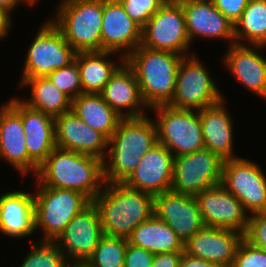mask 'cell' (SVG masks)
I'll return each mask as SVG.
<instances>
[{
	"mask_svg": "<svg viewBox=\"0 0 266 267\" xmlns=\"http://www.w3.org/2000/svg\"><path fill=\"white\" fill-rule=\"evenodd\" d=\"M103 160L74 151L55 148L36 173L41 185L84 194L91 202L103 190Z\"/></svg>",
	"mask_w": 266,
	"mask_h": 267,
	"instance_id": "obj_1",
	"label": "cell"
},
{
	"mask_svg": "<svg viewBox=\"0 0 266 267\" xmlns=\"http://www.w3.org/2000/svg\"><path fill=\"white\" fill-rule=\"evenodd\" d=\"M156 143L155 121L147 116L123 118L108 140L107 153L103 161L105 181L124 183L134 172L140 159Z\"/></svg>",
	"mask_w": 266,
	"mask_h": 267,
	"instance_id": "obj_2",
	"label": "cell"
},
{
	"mask_svg": "<svg viewBox=\"0 0 266 267\" xmlns=\"http://www.w3.org/2000/svg\"><path fill=\"white\" fill-rule=\"evenodd\" d=\"M103 235L127 239L131 232L154 214V196L124 183H107L92 201Z\"/></svg>",
	"mask_w": 266,
	"mask_h": 267,
	"instance_id": "obj_3",
	"label": "cell"
},
{
	"mask_svg": "<svg viewBox=\"0 0 266 267\" xmlns=\"http://www.w3.org/2000/svg\"><path fill=\"white\" fill-rule=\"evenodd\" d=\"M183 55L139 46L126 58L139 84L143 101L149 109L167 105L173 98L177 73Z\"/></svg>",
	"mask_w": 266,
	"mask_h": 267,
	"instance_id": "obj_4",
	"label": "cell"
},
{
	"mask_svg": "<svg viewBox=\"0 0 266 267\" xmlns=\"http://www.w3.org/2000/svg\"><path fill=\"white\" fill-rule=\"evenodd\" d=\"M103 0H63L51 21L77 52L101 51Z\"/></svg>",
	"mask_w": 266,
	"mask_h": 267,
	"instance_id": "obj_5",
	"label": "cell"
},
{
	"mask_svg": "<svg viewBox=\"0 0 266 267\" xmlns=\"http://www.w3.org/2000/svg\"><path fill=\"white\" fill-rule=\"evenodd\" d=\"M35 182L38 191L34 192L35 230L40 228L43 232L40 240L55 241L72 218L91 201L80 192L46 187Z\"/></svg>",
	"mask_w": 266,
	"mask_h": 267,
	"instance_id": "obj_6",
	"label": "cell"
},
{
	"mask_svg": "<svg viewBox=\"0 0 266 267\" xmlns=\"http://www.w3.org/2000/svg\"><path fill=\"white\" fill-rule=\"evenodd\" d=\"M155 112L157 143L166 146L174 156L190 154L205 148L198 110L176 109L158 105Z\"/></svg>",
	"mask_w": 266,
	"mask_h": 267,
	"instance_id": "obj_7",
	"label": "cell"
},
{
	"mask_svg": "<svg viewBox=\"0 0 266 267\" xmlns=\"http://www.w3.org/2000/svg\"><path fill=\"white\" fill-rule=\"evenodd\" d=\"M47 20L28 47L19 84L29 78L47 76L75 61L77 51L66 42L60 29Z\"/></svg>",
	"mask_w": 266,
	"mask_h": 267,
	"instance_id": "obj_8",
	"label": "cell"
},
{
	"mask_svg": "<svg viewBox=\"0 0 266 267\" xmlns=\"http://www.w3.org/2000/svg\"><path fill=\"white\" fill-rule=\"evenodd\" d=\"M222 93L196 54L184 56L178 69L175 92L167 104L176 109L200 110L221 100Z\"/></svg>",
	"mask_w": 266,
	"mask_h": 267,
	"instance_id": "obj_9",
	"label": "cell"
},
{
	"mask_svg": "<svg viewBox=\"0 0 266 267\" xmlns=\"http://www.w3.org/2000/svg\"><path fill=\"white\" fill-rule=\"evenodd\" d=\"M190 39L179 1H166L142 28L141 46L189 56Z\"/></svg>",
	"mask_w": 266,
	"mask_h": 267,
	"instance_id": "obj_10",
	"label": "cell"
},
{
	"mask_svg": "<svg viewBox=\"0 0 266 267\" xmlns=\"http://www.w3.org/2000/svg\"><path fill=\"white\" fill-rule=\"evenodd\" d=\"M223 162L207 148L174 156L171 191L196 196L201 191L221 184Z\"/></svg>",
	"mask_w": 266,
	"mask_h": 267,
	"instance_id": "obj_11",
	"label": "cell"
},
{
	"mask_svg": "<svg viewBox=\"0 0 266 267\" xmlns=\"http://www.w3.org/2000/svg\"><path fill=\"white\" fill-rule=\"evenodd\" d=\"M261 168L243 157L223 162L221 184L241 201L249 215L266 213V175Z\"/></svg>",
	"mask_w": 266,
	"mask_h": 267,
	"instance_id": "obj_12",
	"label": "cell"
},
{
	"mask_svg": "<svg viewBox=\"0 0 266 267\" xmlns=\"http://www.w3.org/2000/svg\"><path fill=\"white\" fill-rule=\"evenodd\" d=\"M103 236L99 212L91 202L72 218L55 242L69 263H85Z\"/></svg>",
	"mask_w": 266,
	"mask_h": 267,
	"instance_id": "obj_13",
	"label": "cell"
},
{
	"mask_svg": "<svg viewBox=\"0 0 266 267\" xmlns=\"http://www.w3.org/2000/svg\"><path fill=\"white\" fill-rule=\"evenodd\" d=\"M7 103L21 116L29 155V174L35 176L39 166L57 147L55 118L27 106L21 98L13 97Z\"/></svg>",
	"mask_w": 266,
	"mask_h": 267,
	"instance_id": "obj_14",
	"label": "cell"
},
{
	"mask_svg": "<svg viewBox=\"0 0 266 267\" xmlns=\"http://www.w3.org/2000/svg\"><path fill=\"white\" fill-rule=\"evenodd\" d=\"M195 198L205 226L246 233L249 214L241 201L222 184L201 191Z\"/></svg>",
	"mask_w": 266,
	"mask_h": 267,
	"instance_id": "obj_15",
	"label": "cell"
},
{
	"mask_svg": "<svg viewBox=\"0 0 266 267\" xmlns=\"http://www.w3.org/2000/svg\"><path fill=\"white\" fill-rule=\"evenodd\" d=\"M141 41L142 28L128 16L119 0H103L101 51L120 52L119 60L138 48Z\"/></svg>",
	"mask_w": 266,
	"mask_h": 267,
	"instance_id": "obj_16",
	"label": "cell"
},
{
	"mask_svg": "<svg viewBox=\"0 0 266 267\" xmlns=\"http://www.w3.org/2000/svg\"><path fill=\"white\" fill-rule=\"evenodd\" d=\"M174 155L166 147L156 143L141 159L124 184L132 189L153 196L171 190Z\"/></svg>",
	"mask_w": 266,
	"mask_h": 267,
	"instance_id": "obj_17",
	"label": "cell"
},
{
	"mask_svg": "<svg viewBox=\"0 0 266 267\" xmlns=\"http://www.w3.org/2000/svg\"><path fill=\"white\" fill-rule=\"evenodd\" d=\"M154 214L185 243L205 225L195 196L173 191L154 196Z\"/></svg>",
	"mask_w": 266,
	"mask_h": 267,
	"instance_id": "obj_18",
	"label": "cell"
},
{
	"mask_svg": "<svg viewBox=\"0 0 266 267\" xmlns=\"http://www.w3.org/2000/svg\"><path fill=\"white\" fill-rule=\"evenodd\" d=\"M243 238L244 234L237 230L204 226L184 243V252L218 266L232 267Z\"/></svg>",
	"mask_w": 266,
	"mask_h": 267,
	"instance_id": "obj_19",
	"label": "cell"
},
{
	"mask_svg": "<svg viewBox=\"0 0 266 267\" xmlns=\"http://www.w3.org/2000/svg\"><path fill=\"white\" fill-rule=\"evenodd\" d=\"M57 148L105 160L108 139L81 120L73 110L55 118Z\"/></svg>",
	"mask_w": 266,
	"mask_h": 267,
	"instance_id": "obj_20",
	"label": "cell"
},
{
	"mask_svg": "<svg viewBox=\"0 0 266 267\" xmlns=\"http://www.w3.org/2000/svg\"><path fill=\"white\" fill-rule=\"evenodd\" d=\"M185 16L187 34L195 38L229 40L235 43L234 24L219 11L212 0H179Z\"/></svg>",
	"mask_w": 266,
	"mask_h": 267,
	"instance_id": "obj_21",
	"label": "cell"
},
{
	"mask_svg": "<svg viewBox=\"0 0 266 267\" xmlns=\"http://www.w3.org/2000/svg\"><path fill=\"white\" fill-rule=\"evenodd\" d=\"M266 46L231 44L222 58L226 69L246 89L266 98V57L261 52ZM258 50V51H257Z\"/></svg>",
	"mask_w": 266,
	"mask_h": 267,
	"instance_id": "obj_22",
	"label": "cell"
},
{
	"mask_svg": "<svg viewBox=\"0 0 266 267\" xmlns=\"http://www.w3.org/2000/svg\"><path fill=\"white\" fill-rule=\"evenodd\" d=\"M100 94L123 118L144 117L146 108L150 110L143 101L135 73L126 61L112 74Z\"/></svg>",
	"mask_w": 266,
	"mask_h": 267,
	"instance_id": "obj_23",
	"label": "cell"
},
{
	"mask_svg": "<svg viewBox=\"0 0 266 267\" xmlns=\"http://www.w3.org/2000/svg\"><path fill=\"white\" fill-rule=\"evenodd\" d=\"M224 101L223 99L211 107L198 111L205 148L225 161L237 159L239 156L234 154V119L230 116Z\"/></svg>",
	"mask_w": 266,
	"mask_h": 267,
	"instance_id": "obj_24",
	"label": "cell"
},
{
	"mask_svg": "<svg viewBox=\"0 0 266 267\" xmlns=\"http://www.w3.org/2000/svg\"><path fill=\"white\" fill-rule=\"evenodd\" d=\"M0 233L17 239L36 233L34 193L12 190L0 195Z\"/></svg>",
	"mask_w": 266,
	"mask_h": 267,
	"instance_id": "obj_25",
	"label": "cell"
},
{
	"mask_svg": "<svg viewBox=\"0 0 266 267\" xmlns=\"http://www.w3.org/2000/svg\"><path fill=\"white\" fill-rule=\"evenodd\" d=\"M0 159H4L22 177L29 173L22 118L7 102L0 108Z\"/></svg>",
	"mask_w": 266,
	"mask_h": 267,
	"instance_id": "obj_26",
	"label": "cell"
},
{
	"mask_svg": "<svg viewBox=\"0 0 266 267\" xmlns=\"http://www.w3.org/2000/svg\"><path fill=\"white\" fill-rule=\"evenodd\" d=\"M127 241L128 244L144 248L153 254L184 251L183 241L155 214L139 224Z\"/></svg>",
	"mask_w": 266,
	"mask_h": 267,
	"instance_id": "obj_27",
	"label": "cell"
},
{
	"mask_svg": "<svg viewBox=\"0 0 266 267\" xmlns=\"http://www.w3.org/2000/svg\"><path fill=\"white\" fill-rule=\"evenodd\" d=\"M115 54L111 51L77 52L75 61L80 69L82 93H100L103 90L112 74L125 61V58H120L119 62L110 60Z\"/></svg>",
	"mask_w": 266,
	"mask_h": 267,
	"instance_id": "obj_28",
	"label": "cell"
},
{
	"mask_svg": "<svg viewBox=\"0 0 266 267\" xmlns=\"http://www.w3.org/2000/svg\"><path fill=\"white\" fill-rule=\"evenodd\" d=\"M75 114L94 130L101 132L108 140L123 119L102 98L100 93H82L72 100Z\"/></svg>",
	"mask_w": 266,
	"mask_h": 267,
	"instance_id": "obj_29",
	"label": "cell"
},
{
	"mask_svg": "<svg viewBox=\"0 0 266 267\" xmlns=\"http://www.w3.org/2000/svg\"><path fill=\"white\" fill-rule=\"evenodd\" d=\"M28 86V87H27ZM19 87L30 88V98L21 100L32 109L56 118L72 109V99L46 77H34L24 80Z\"/></svg>",
	"mask_w": 266,
	"mask_h": 267,
	"instance_id": "obj_30",
	"label": "cell"
},
{
	"mask_svg": "<svg viewBox=\"0 0 266 267\" xmlns=\"http://www.w3.org/2000/svg\"><path fill=\"white\" fill-rule=\"evenodd\" d=\"M234 36L237 44L266 46V0H249L234 24Z\"/></svg>",
	"mask_w": 266,
	"mask_h": 267,
	"instance_id": "obj_31",
	"label": "cell"
},
{
	"mask_svg": "<svg viewBox=\"0 0 266 267\" xmlns=\"http://www.w3.org/2000/svg\"><path fill=\"white\" fill-rule=\"evenodd\" d=\"M127 244L125 238L103 235L86 263L90 267H124Z\"/></svg>",
	"mask_w": 266,
	"mask_h": 267,
	"instance_id": "obj_32",
	"label": "cell"
},
{
	"mask_svg": "<svg viewBox=\"0 0 266 267\" xmlns=\"http://www.w3.org/2000/svg\"><path fill=\"white\" fill-rule=\"evenodd\" d=\"M20 267H68L62 248L52 240H36Z\"/></svg>",
	"mask_w": 266,
	"mask_h": 267,
	"instance_id": "obj_33",
	"label": "cell"
},
{
	"mask_svg": "<svg viewBox=\"0 0 266 267\" xmlns=\"http://www.w3.org/2000/svg\"><path fill=\"white\" fill-rule=\"evenodd\" d=\"M58 90L65 93L72 100L82 94L80 69L76 61L46 76Z\"/></svg>",
	"mask_w": 266,
	"mask_h": 267,
	"instance_id": "obj_34",
	"label": "cell"
},
{
	"mask_svg": "<svg viewBox=\"0 0 266 267\" xmlns=\"http://www.w3.org/2000/svg\"><path fill=\"white\" fill-rule=\"evenodd\" d=\"M128 16L143 28L166 0H119Z\"/></svg>",
	"mask_w": 266,
	"mask_h": 267,
	"instance_id": "obj_35",
	"label": "cell"
},
{
	"mask_svg": "<svg viewBox=\"0 0 266 267\" xmlns=\"http://www.w3.org/2000/svg\"><path fill=\"white\" fill-rule=\"evenodd\" d=\"M232 267H266V251L243 238L236 250Z\"/></svg>",
	"mask_w": 266,
	"mask_h": 267,
	"instance_id": "obj_36",
	"label": "cell"
},
{
	"mask_svg": "<svg viewBox=\"0 0 266 267\" xmlns=\"http://www.w3.org/2000/svg\"><path fill=\"white\" fill-rule=\"evenodd\" d=\"M244 238L252 245L266 251V213L249 215Z\"/></svg>",
	"mask_w": 266,
	"mask_h": 267,
	"instance_id": "obj_37",
	"label": "cell"
},
{
	"mask_svg": "<svg viewBox=\"0 0 266 267\" xmlns=\"http://www.w3.org/2000/svg\"><path fill=\"white\" fill-rule=\"evenodd\" d=\"M154 255L144 248L127 244L124 267H152Z\"/></svg>",
	"mask_w": 266,
	"mask_h": 267,
	"instance_id": "obj_38",
	"label": "cell"
},
{
	"mask_svg": "<svg viewBox=\"0 0 266 267\" xmlns=\"http://www.w3.org/2000/svg\"><path fill=\"white\" fill-rule=\"evenodd\" d=\"M216 8L233 24L241 17L249 0H212Z\"/></svg>",
	"mask_w": 266,
	"mask_h": 267,
	"instance_id": "obj_39",
	"label": "cell"
},
{
	"mask_svg": "<svg viewBox=\"0 0 266 267\" xmlns=\"http://www.w3.org/2000/svg\"><path fill=\"white\" fill-rule=\"evenodd\" d=\"M183 252L158 253L154 255L152 267H179Z\"/></svg>",
	"mask_w": 266,
	"mask_h": 267,
	"instance_id": "obj_40",
	"label": "cell"
},
{
	"mask_svg": "<svg viewBox=\"0 0 266 267\" xmlns=\"http://www.w3.org/2000/svg\"><path fill=\"white\" fill-rule=\"evenodd\" d=\"M179 267H218V265L201 258L190 256L183 251L179 261Z\"/></svg>",
	"mask_w": 266,
	"mask_h": 267,
	"instance_id": "obj_41",
	"label": "cell"
},
{
	"mask_svg": "<svg viewBox=\"0 0 266 267\" xmlns=\"http://www.w3.org/2000/svg\"><path fill=\"white\" fill-rule=\"evenodd\" d=\"M11 14L4 9L2 6H0V29L8 35L11 27H12V20H11Z\"/></svg>",
	"mask_w": 266,
	"mask_h": 267,
	"instance_id": "obj_42",
	"label": "cell"
},
{
	"mask_svg": "<svg viewBox=\"0 0 266 267\" xmlns=\"http://www.w3.org/2000/svg\"><path fill=\"white\" fill-rule=\"evenodd\" d=\"M22 2L29 6L33 5L29 0H0V6L11 14Z\"/></svg>",
	"mask_w": 266,
	"mask_h": 267,
	"instance_id": "obj_43",
	"label": "cell"
},
{
	"mask_svg": "<svg viewBox=\"0 0 266 267\" xmlns=\"http://www.w3.org/2000/svg\"><path fill=\"white\" fill-rule=\"evenodd\" d=\"M68 267H90V266L85 262V263H69Z\"/></svg>",
	"mask_w": 266,
	"mask_h": 267,
	"instance_id": "obj_44",
	"label": "cell"
},
{
	"mask_svg": "<svg viewBox=\"0 0 266 267\" xmlns=\"http://www.w3.org/2000/svg\"><path fill=\"white\" fill-rule=\"evenodd\" d=\"M4 37L6 38L7 36H6V34L0 29V40L2 39H4Z\"/></svg>",
	"mask_w": 266,
	"mask_h": 267,
	"instance_id": "obj_45",
	"label": "cell"
},
{
	"mask_svg": "<svg viewBox=\"0 0 266 267\" xmlns=\"http://www.w3.org/2000/svg\"><path fill=\"white\" fill-rule=\"evenodd\" d=\"M33 5L36 4L38 0H29Z\"/></svg>",
	"mask_w": 266,
	"mask_h": 267,
	"instance_id": "obj_46",
	"label": "cell"
}]
</instances>
